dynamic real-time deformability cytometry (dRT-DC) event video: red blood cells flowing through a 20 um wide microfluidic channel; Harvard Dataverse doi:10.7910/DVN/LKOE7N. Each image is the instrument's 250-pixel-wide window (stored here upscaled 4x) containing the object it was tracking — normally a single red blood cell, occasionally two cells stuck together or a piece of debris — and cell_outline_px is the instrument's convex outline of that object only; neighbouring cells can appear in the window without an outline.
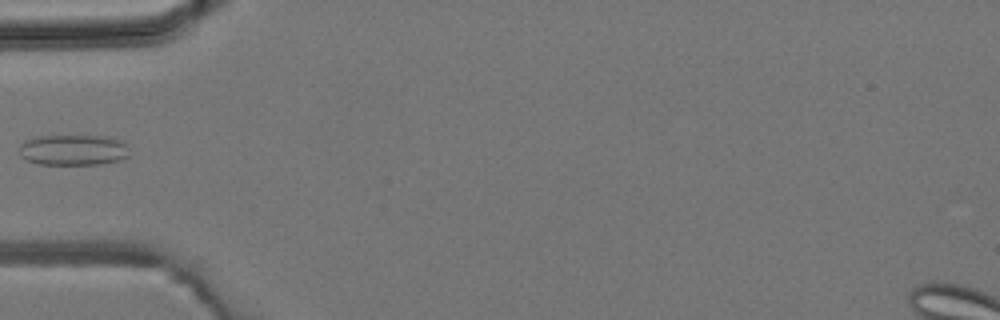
{"species": "common noctule bat (a hibernating species)", "species_latin": "Nyctalus noctula", "temperature_condition": "room temperature", "stored_images_in_passage": 3, "camera_frame_rate_fps": 3000, "um_per_image_px": 0.085, "animal": {"sex": "male", "body_mass_g": 19.2, "forearm_length_mm": 51.8}, "frame": {"image": 1, "passage_image": 3, "time_ms": 3.333, "image_size_px": [1000, 320], "cell_outline_px": [[128, 156], [120, 160], [100, 164], [40, 164], [28, 160], [20, 156], [20, 144], [24, 140], [40, 136], [104, 136], [124, 140]], "centroid_in_image_um": [6.22, 12.74], "position_along_channel_um": 78.8, "area_um2": 19.65}}